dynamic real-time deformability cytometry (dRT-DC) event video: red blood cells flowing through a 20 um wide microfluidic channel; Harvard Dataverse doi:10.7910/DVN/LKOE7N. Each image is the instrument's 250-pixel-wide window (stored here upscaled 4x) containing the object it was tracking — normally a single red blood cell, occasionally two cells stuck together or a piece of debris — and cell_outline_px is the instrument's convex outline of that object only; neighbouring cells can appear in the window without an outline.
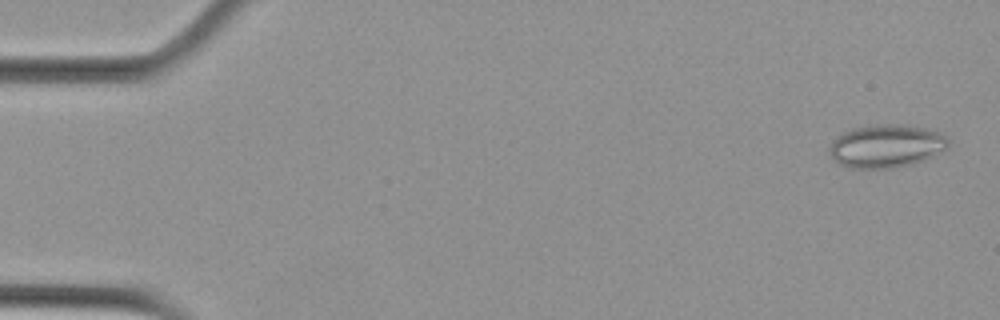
{"species": "Egyptian fruit bat (a non-hibernating species)", "species_latin": "Rousettus aegyptiacus", "temperature_condition": "cold", "stored_images_in_passage": 5, "camera_frame_rate_fps": 3000, "um_per_image_px": 0.085, "animal": {"sex": "female"}, "frame": {"image": 1, "passage_image": 1, "time_ms": 0.0, "image_size_px": [1000, 320], "cell_outline_px": [[948, 144], [944, 148], [932, 156], [924, 160], [912, 164], [892, 168], [848, 168], [840, 164], [832, 156], [828, 148], [832, 140], [836, 136], [852, 128], [864, 124], [904, 124], [924, 128], [940, 132], [948, 136]], "centroid_in_image_um": [75.3, 12.39], "position_along_channel_um": 9.7, "area_um2": 30.06}}